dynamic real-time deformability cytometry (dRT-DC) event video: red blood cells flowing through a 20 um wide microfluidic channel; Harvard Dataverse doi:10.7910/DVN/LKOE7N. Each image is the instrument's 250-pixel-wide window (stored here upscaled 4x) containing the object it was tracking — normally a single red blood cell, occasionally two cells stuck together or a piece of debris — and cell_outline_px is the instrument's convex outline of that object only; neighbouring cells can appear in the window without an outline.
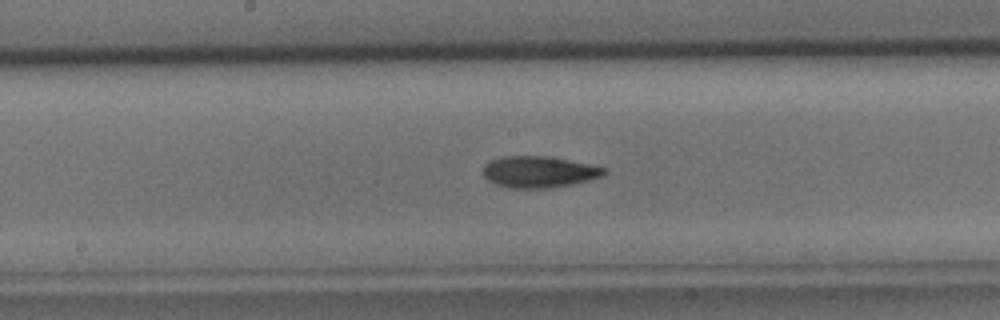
{"species": "common noctule bat (a hibernating species)", "species_latin": "Nyctalus noctula", "temperature_condition": "cold", "stored_images_in_passage": 31, "segment_of_instrument_passage": [1, 2], "camera_frame_rate_fps": 3000, "um_per_image_px": 0.085, "animal": {"sex": "male", "body_mass_g": 15.6}, "frame": {"image": 1, "passage_image": 10, "time_ms": 3.0, "image_size_px": [1000, 320], "cell_outline_px": [[608, 172], [600, 176], [588, 180], [548, 188], [508, 188], [496, 184], [488, 180], [484, 176], [484, 164], [488, 160], [504, 156], [548, 156], [608, 168]], "centroid_in_image_um": [45.77, 14.6], "position_along_channel_um": 202.4, "area_um2": 22.02}}
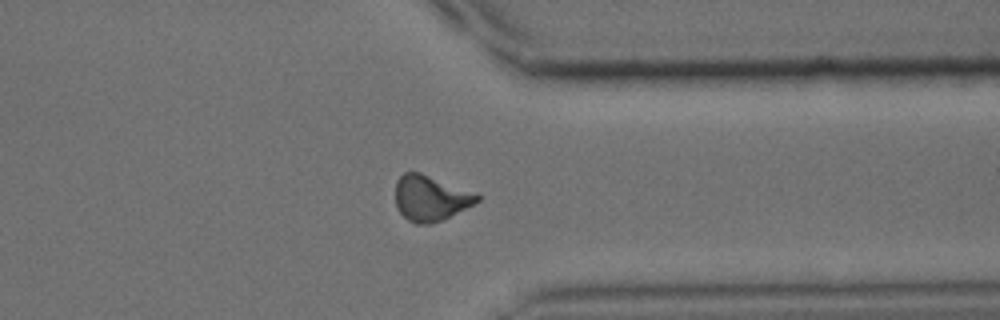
{"frame": {"image": 2, "passage_image": 21, "time_ms": 6.667, "image_size_px": [1000, 320], "cell_outline_px": [[480, 200], [432, 224], [416, 224], [408, 220], [396, 208], [396, 180], [404, 172], [420, 172], [476, 192], [480, 196]], "centroid_in_image_um": [36.57, 16.82], "position_along_channel_um": 374.8, "area_um2": 21.5}}
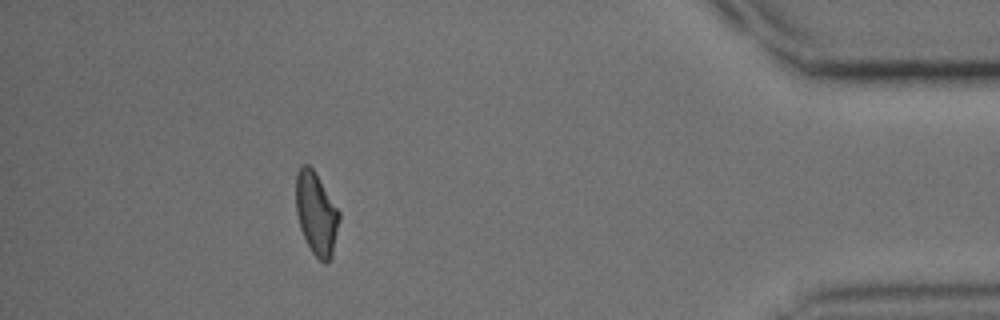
{"frame": {"image": 3, "passage_image": 26, "time_ms": 8.333, "image_size_px": [1000, 320], "cell_outline_px": [[340, 220], [332, 256], [324, 264], [312, 252], [300, 228], [296, 212], [296, 172], [304, 164], [308, 164], [316, 172], [340, 212]], "centroid_in_image_um": [26.89, 18.13], "position_along_channel_um": 408.3, "area_um2": 20.87}}